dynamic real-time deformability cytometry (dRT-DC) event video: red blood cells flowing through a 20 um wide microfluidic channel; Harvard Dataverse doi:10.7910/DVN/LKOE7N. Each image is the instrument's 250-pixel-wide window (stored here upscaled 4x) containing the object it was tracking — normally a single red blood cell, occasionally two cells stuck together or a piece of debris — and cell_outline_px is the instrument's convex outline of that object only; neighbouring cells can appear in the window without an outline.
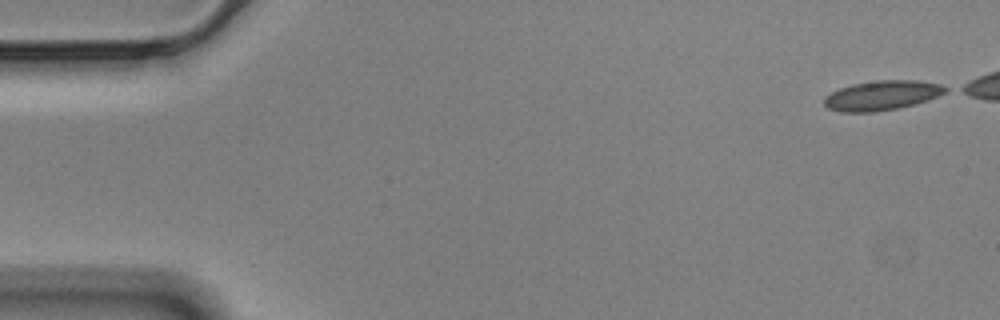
{"species": "Egyptian fruit bat (a non-hibernating species)", "species_latin": "Rousettus aegyptiacus", "temperature_condition": "cold", "stored_images_in_passage": 46, "camera_frame_rate_fps": 3000, "um_per_image_px": 0.085, "animal": {"sex": "male"}, "frame": {"image": 1, "passage_image": 1, "time_ms": 0.0, "image_size_px": [1000, 320], "cell_outline_px": [[948, 88], [944, 92], [928, 100], [896, 108], [872, 112], [840, 112], [828, 108], [824, 104], [824, 96], [840, 88], [852, 84], [876, 80], [916, 80], [940, 84]], "centroid_in_image_um": [74.92, 8.1], "position_along_channel_um": 10.1, "area_um2": 20.69}}
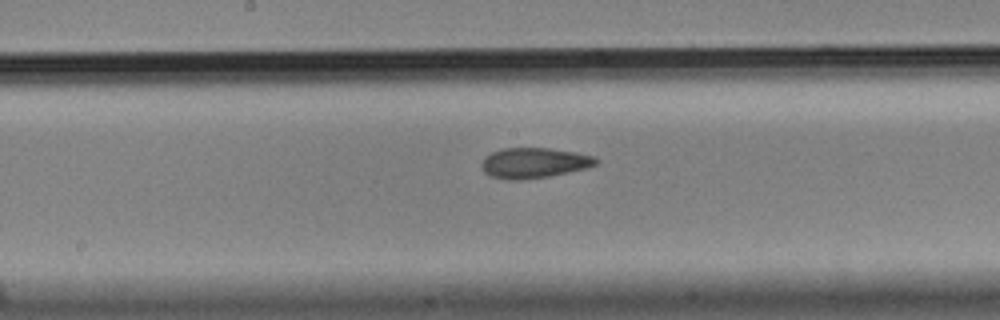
{"frame": {"image": 2, "passage_image": 28, "time_ms": 9.0, "image_size_px": [1000, 320], "cell_outline_px": [[600, 160], [596, 164], [588, 168], [548, 176], [520, 180], [508, 180], [492, 176], [484, 172], [480, 164], [484, 156], [492, 152], [504, 148], [548, 148], [576, 152], [592, 156]], "centroid_in_image_um": [45.38, 13.84], "position_along_channel_um": 202.8, "area_um2": 20.23}}
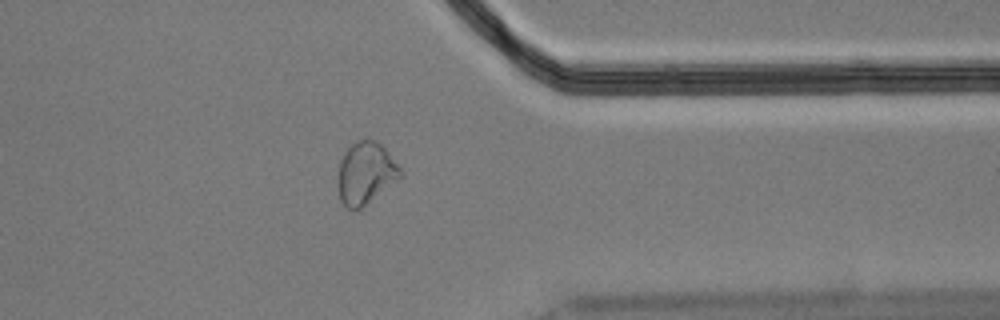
{"frame": {"image": 3, "passage_image": 44, "time_ms": 14.333, "image_size_px": [1000, 320], "cell_outline_px": [[404, 176], [360, 208], [352, 212], [340, 200], [336, 184], [336, 180], [340, 160], [344, 152], [356, 140], [376, 140], [384, 148], [400, 168]], "centroid_in_image_um": [31.04, 14.74], "position_along_channel_um": 380.4, "area_um2": 22.72}}